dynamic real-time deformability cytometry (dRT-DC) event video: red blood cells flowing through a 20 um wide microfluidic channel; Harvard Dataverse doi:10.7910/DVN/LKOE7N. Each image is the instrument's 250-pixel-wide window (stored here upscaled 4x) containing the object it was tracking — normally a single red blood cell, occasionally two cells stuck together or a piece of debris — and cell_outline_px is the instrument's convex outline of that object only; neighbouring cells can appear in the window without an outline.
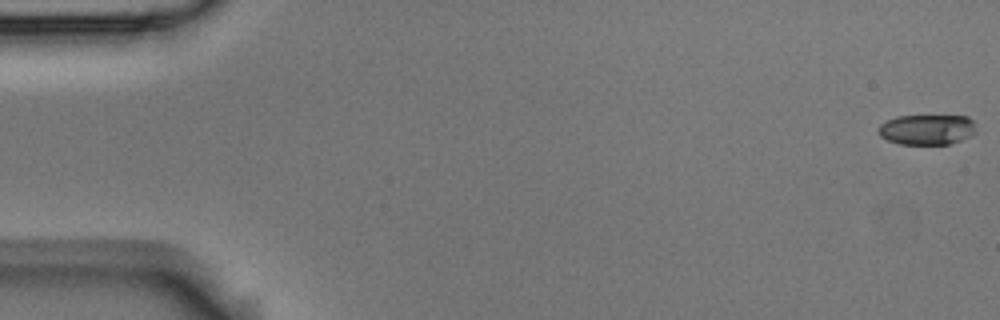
{"species": "Egyptian fruit bat (a non-hibernating species)", "species_latin": "Rousettus aegyptiacus", "temperature_condition": "room temperature", "stored_images_in_passage": 55, "camera_frame_rate_fps": 3000, "um_per_image_px": 0.085, "animal": {"sex": "male"}, "frame": {"image": 1, "passage_image": 1, "time_ms": 0.0, "image_size_px": [1000, 320], "cell_outline_px": [[976, 132], [972, 136], [948, 144], [900, 144], [888, 140], [880, 136], [876, 132], [876, 128], [880, 124], [896, 116], [968, 116], [976, 124]], "centroid_in_image_um": [78.79, 11.01], "position_along_channel_um": 6.2, "area_um2": 17.46}}
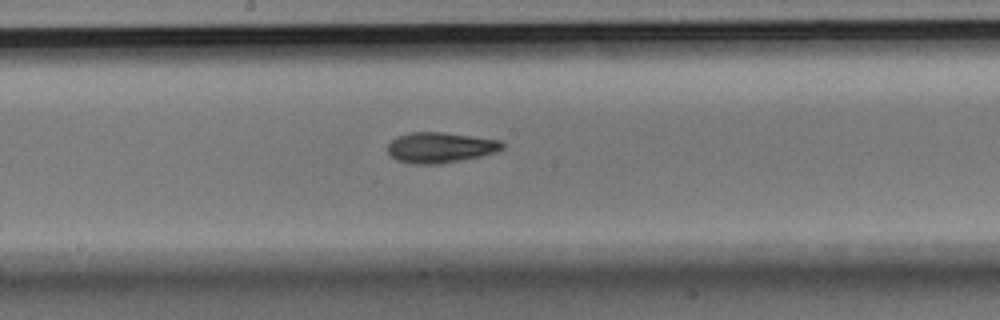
{"frame": {"image": 2, "passage_image": 29, "time_ms": 9.333, "image_size_px": [1000, 320], "cell_outline_px": [[504, 148], [496, 152], [480, 156], [440, 164], [412, 164], [396, 160], [388, 152], [388, 144], [392, 140], [400, 136], [412, 132], [440, 132], [500, 140], [504, 144]], "centroid_in_image_um": [37.42, 12.55], "position_along_channel_um": 210.8, "area_um2": 20.17}}
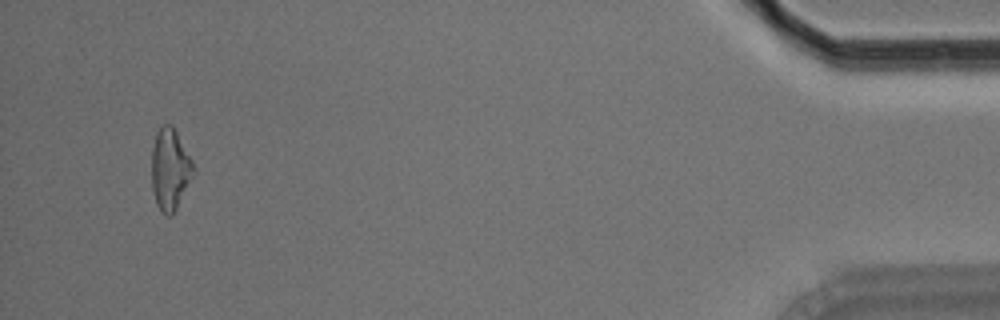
{"frame": {"image": 3, "passage_image": 52, "time_ms": 17.0, "image_size_px": [1000, 320], "cell_outline_px": [[196, 172], [172, 216], [168, 216], [160, 212], [156, 204], [152, 188], [152, 148], [156, 132], [164, 124], [172, 124], [192, 160]], "centroid_in_image_um": [14.46, 14.41], "position_along_channel_um": 420.7, "area_um2": 20.0}}